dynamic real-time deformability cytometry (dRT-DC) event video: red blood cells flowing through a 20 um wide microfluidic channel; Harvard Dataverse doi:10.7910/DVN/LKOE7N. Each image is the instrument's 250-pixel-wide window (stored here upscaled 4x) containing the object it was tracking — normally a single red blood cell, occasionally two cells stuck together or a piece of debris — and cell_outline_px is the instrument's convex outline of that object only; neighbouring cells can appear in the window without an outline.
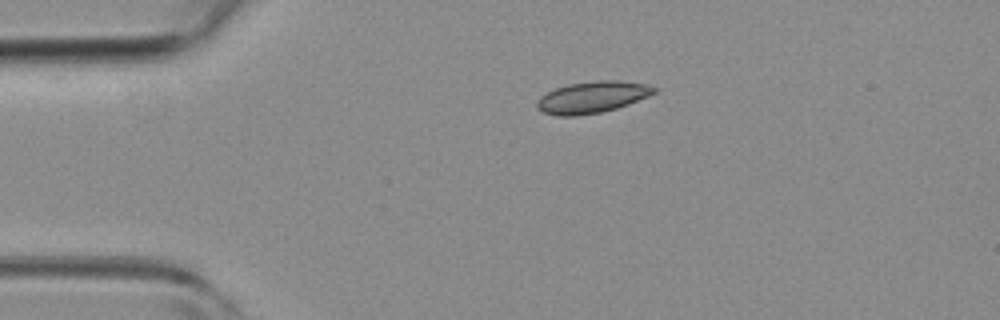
{"species": "common noctule bat (a hibernating species)", "species_latin": "Nyctalus noctula", "temperature_condition": "room temperature", "stored_images_in_passage": 2, "camera_frame_rate_fps": 3000, "um_per_image_px": 0.085, "animal": {"sex": "female", "body_mass_g": 19.3, "forearm_length_mm": 54.1}, "frame": {"image": 1, "passage_image": 1, "time_ms": 0.0, "image_size_px": [1000, 320], "cell_outline_px": [[656, 92], [648, 96], [628, 104], [616, 108], [600, 112], [576, 116], [556, 116], [544, 112], [536, 108], [536, 104], [540, 96], [556, 88], [568, 84], [596, 80], [616, 80], [648, 84], [656, 88]], "centroid_in_image_um": [50.33, 8.26], "position_along_channel_um": 34.7, "area_um2": 21.5}}